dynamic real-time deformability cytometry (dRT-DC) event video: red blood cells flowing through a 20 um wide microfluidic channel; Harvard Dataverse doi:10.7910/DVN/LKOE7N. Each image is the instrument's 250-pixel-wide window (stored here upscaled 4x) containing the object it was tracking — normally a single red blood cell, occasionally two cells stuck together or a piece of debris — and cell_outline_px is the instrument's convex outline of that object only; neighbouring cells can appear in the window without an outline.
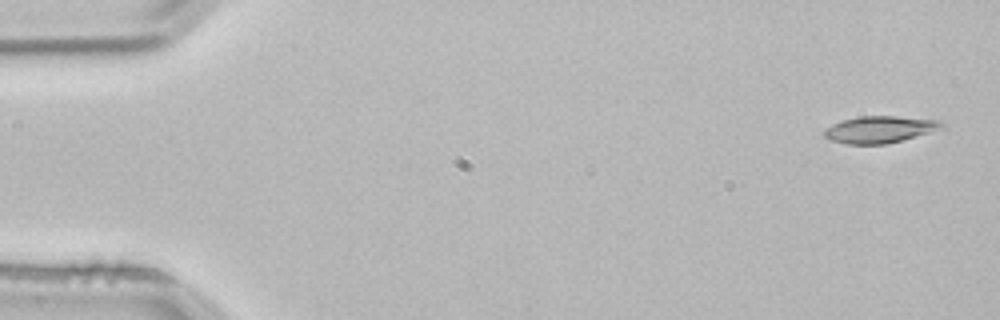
{"species": "common noctule bat (a hibernating species)", "species_latin": "Nyctalus noctula", "temperature_condition": "room temperature", "stored_images_in_passage": 3, "camera_frame_rate_fps": 3000, "um_per_image_px": 0.085, "animal": {"sex": "male", "body_mass_g": 21.5, "forearm_length_mm": 52.0}, "frame": {"image": 1, "passage_image": 1, "time_ms": 0.0, "image_size_px": [1000, 320], "cell_outline_px": [[944, 128], [900, 140], [884, 144], [848, 144], [828, 140], [820, 132], [832, 124], [844, 120], [860, 116], [896, 116], [940, 120], [944, 124]], "centroid_in_image_um": [74.73, 11.0], "position_along_channel_um": 10.3, "area_um2": 18.32}}
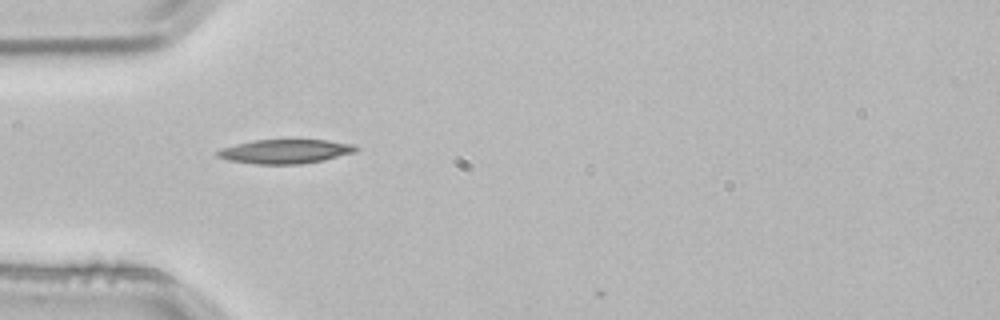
{"frame": {"image": 2, "passage_image": 3, "time_ms": 0.667, "image_size_px": [1000, 320], "cell_outline_px": [[360, 148], [356, 152], [324, 160], [300, 164], [256, 164], [228, 160], [216, 156], [216, 152], [220, 148], [236, 144], [256, 140], [328, 140], [352, 144]], "centroid_in_image_um": [24.26, 12.87], "position_along_channel_um": 60.7, "area_um2": 19.48}}